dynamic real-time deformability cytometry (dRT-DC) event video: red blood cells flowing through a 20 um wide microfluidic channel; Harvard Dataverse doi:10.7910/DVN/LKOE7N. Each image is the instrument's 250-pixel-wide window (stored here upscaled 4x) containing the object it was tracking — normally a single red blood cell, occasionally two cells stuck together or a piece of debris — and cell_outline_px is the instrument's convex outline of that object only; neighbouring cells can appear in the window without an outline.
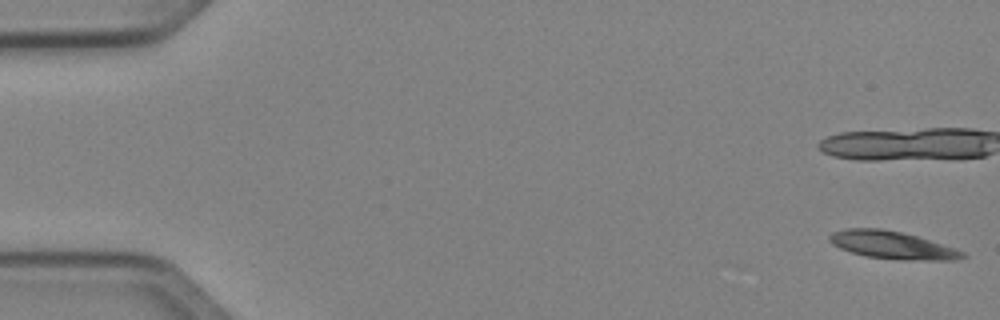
{"species": "Egyptian fruit bat (a non-hibernating species)", "species_latin": "Rousettus aegyptiacus", "temperature_condition": "cold", "stored_images_in_passage": 15, "camera_frame_rate_fps": 3000, "um_per_image_px": 0.085, "animal": {"sex": "female"}, "frame": {"image": 1, "passage_image": 1, "time_ms": 0.0, "image_size_px": [1000, 320], "cell_outline_px": [[968, 256], [956, 260], [900, 260], [868, 256], [852, 252], [840, 248], [832, 244], [828, 240], [828, 236], [832, 232], [844, 228], [880, 228], [900, 232], [916, 236], [956, 248], [964, 252]], "centroid_in_image_um": [75.84, 20.83], "position_along_channel_um": 9.2, "area_um2": 21.44}}